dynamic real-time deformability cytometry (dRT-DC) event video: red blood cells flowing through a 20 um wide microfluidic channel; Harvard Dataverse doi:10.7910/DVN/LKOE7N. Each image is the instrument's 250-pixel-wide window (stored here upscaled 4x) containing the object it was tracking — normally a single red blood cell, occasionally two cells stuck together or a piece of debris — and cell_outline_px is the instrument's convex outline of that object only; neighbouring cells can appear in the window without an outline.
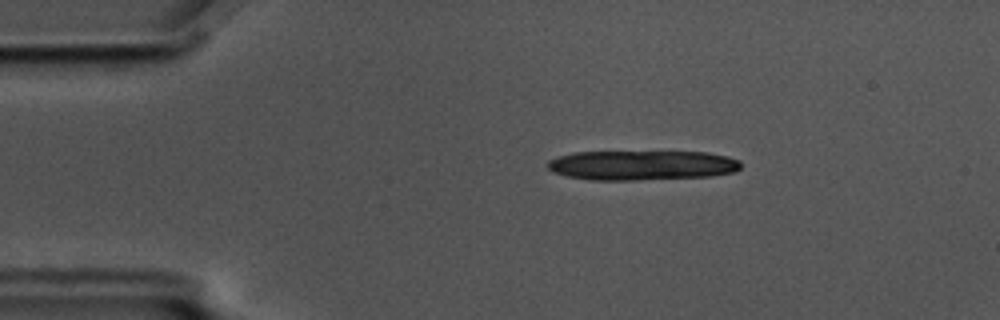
{"species": "common noctule bat (a hibernating species)", "species_latin": "Nyctalus noctula", "temperature_condition": "cold", "stored_images_in_passage": 4, "camera_frame_rate_fps": 3000, "um_per_image_px": 0.085, "animal": {"sex": "male", "body_mass_g": 17.5, "forearm_length_mm": 52.3}, "frame": {"image": 1, "passage_image": 2, "time_ms": 0.333, "image_size_px": [1000, 320], "cell_outline_px": [[740, 168], [736, 172], [712, 176], [636, 180], [592, 180], [568, 176], [552, 172], [548, 168], [548, 160], [572, 152], [708, 152], [728, 156], [740, 160]], "centroid_in_image_um": [54.59, 14.05], "position_along_channel_um": 30.4, "area_um2": 33.58}}